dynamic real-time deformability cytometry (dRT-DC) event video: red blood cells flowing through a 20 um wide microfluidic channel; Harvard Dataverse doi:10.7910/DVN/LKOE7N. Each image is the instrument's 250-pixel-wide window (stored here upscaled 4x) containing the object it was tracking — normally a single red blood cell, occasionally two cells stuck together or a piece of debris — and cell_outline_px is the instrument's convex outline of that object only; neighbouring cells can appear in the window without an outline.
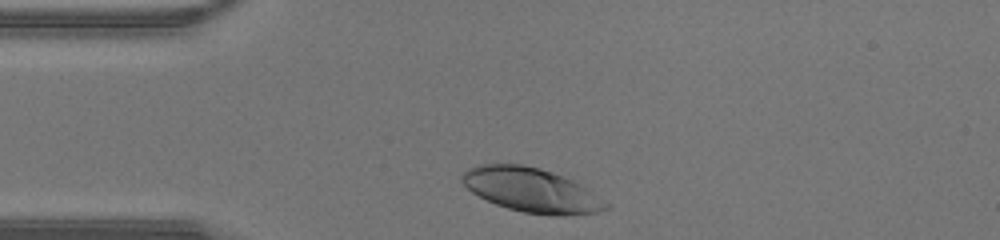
{"species": "human", "species_latin": "Homo sapiens", "temperature_condition": "warm", "stored_images_in_passage": 27, "camera_frame_rate_fps": 3000, "um_per_image_px": 0.085, "donor": {"sex": "male"}, "frame": {"image": 1, "passage_image": 2, "time_ms": 0.333, "image_size_px": [1000, 240], "cell_outline_px": [[612, 208], [600, 212], [560, 216], [552, 216], [524, 212], [508, 208], [496, 204], [472, 192], [460, 180], [460, 176], [468, 168], [476, 164], [520, 164], [540, 168], [552, 172], [572, 180], [588, 188], [612, 204]], "centroid_in_image_um": [45.23, 16.16], "position_along_channel_um": 39.8, "area_um2": 37.34}}
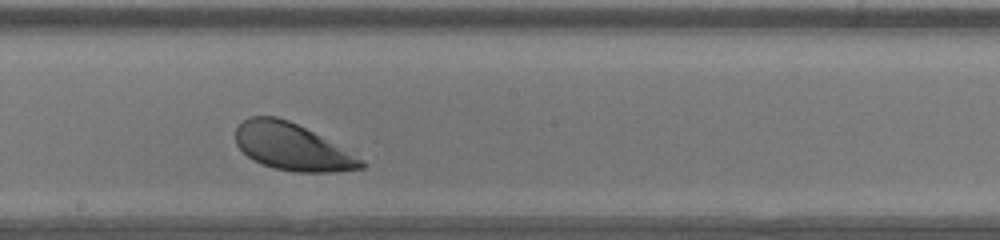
{"frame": {"image": 2, "passage_image": 16, "time_ms": 5.0, "image_size_px": [1000, 240], "cell_outline_px": [[364, 168], [336, 172], [296, 172], [276, 168], [260, 164], [252, 160], [236, 144], [236, 128], [244, 120], [252, 116], [276, 116], [288, 120], [312, 132], [364, 160]], "centroid_in_image_um": [24.8, 12.5], "position_along_channel_um": 223.4, "area_um2": 33.76}}
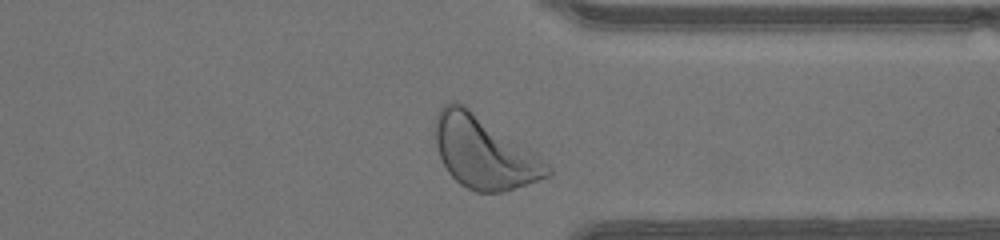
{"frame": {"image": 3, "passage_image": 26, "time_ms": 8.333, "image_size_px": [1000, 240], "cell_outline_px": [[552, 176], [504, 192], [476, 192], [460, 184], [448, 172], [440, 156], [436, 144], [436, 116], [440, 108], [448, 100], [456, 100], [464, 104], [548, 164], [552, 168]], "centroid_in_image_um": [41.12, 12.96], "position_along_channel_um": 370.3, "area_um2": 46.59}}